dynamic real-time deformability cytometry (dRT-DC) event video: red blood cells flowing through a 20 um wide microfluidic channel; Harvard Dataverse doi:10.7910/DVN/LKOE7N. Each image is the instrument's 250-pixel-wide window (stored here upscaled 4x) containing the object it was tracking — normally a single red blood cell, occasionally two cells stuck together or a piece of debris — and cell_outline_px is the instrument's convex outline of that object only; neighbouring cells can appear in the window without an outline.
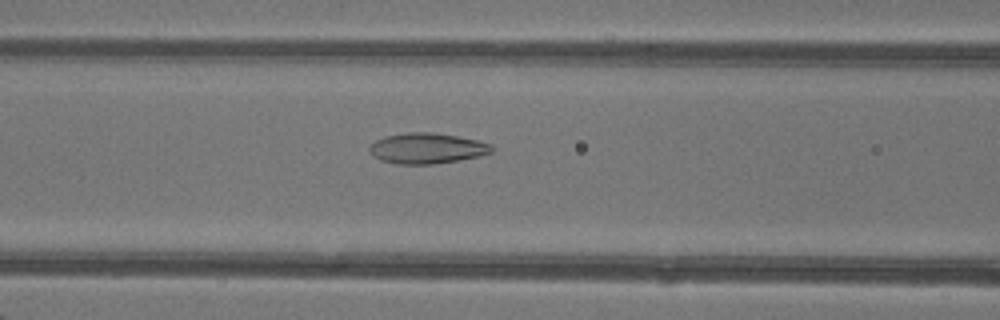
{"species": "common noctule bat (a hibernating species)", "species_latin": "Nyctalus noctula", "temperature_condition": "warm", "stored_images_in_passage": 48, "camera_frame_rate_fps": 3000, "um_per_image_px": 0.085, "animal": {"sex": "female"}, "frame": {"image": 1, "passage_image": 21, "time_ms": 6.667, "image_size_px": [1000, 320], "cell_outline_px": [[492, 152], [480, 156], [432, 164], [396, 164], [380, 160], [372, 156], [368, 148], [376, 140], [384, 136], [408, 132], [432, 132], [456, 136], [476, 140], [492, 144]], "centroid_in_image_um": [36.25, 12.6], "position_along_channel_um": 130.3, "area_um2": 21.73}}
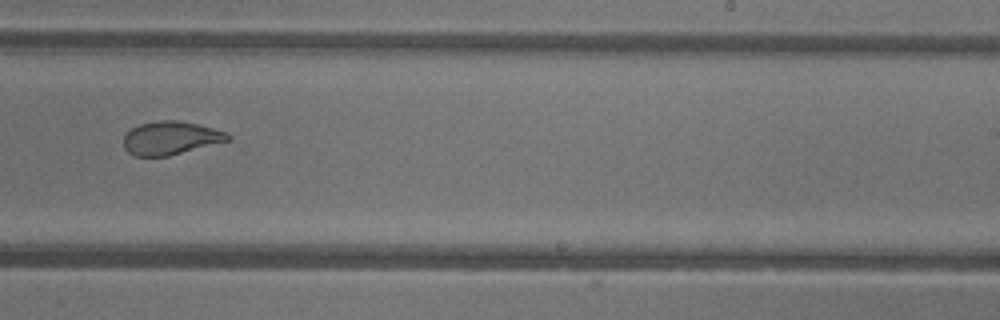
{"frame": {"image": 2, "passage_image": 31, "time_ms": 10.0, "image_size_px": [1000, 320], "cell_outline_px": [[232, 140], [168, 156], [136, 156], [128, 152], [124, 148], [124, 136], [132, 128], [140, 124], [160, 120], [180, 120], [212, 128], [224, 132], [232, 136]], "centroid_in_image_um": [14.52, 11.73], "position_along_channel_um": 274.5, "area_um2": 20.17}}
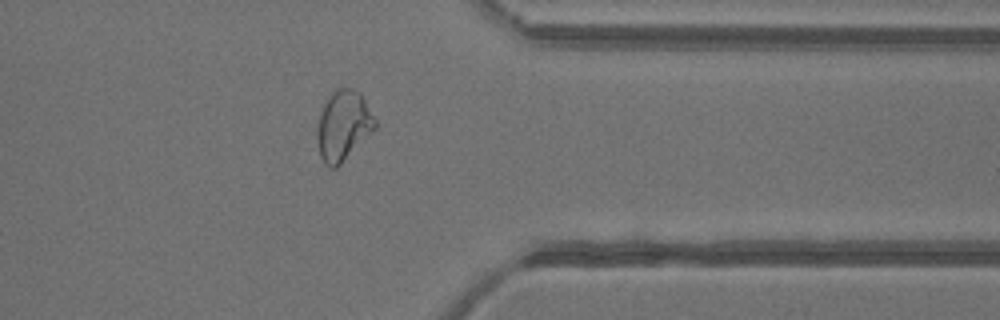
{"frame": {"image": 3, "passage_image": 39, "time_ms": 12.667, "image_size_px": [1000, 320], "cell_outline_px": [[376, 128], [336, 168], [328, 168], [324, 164], [320, 156], [316, 136], [316, 128], [320, 112], [324, 104], [332, 92], [336, 88], [352, 88], [360, 92], [376, 120]], "centroid_in_image_um": [29.15, 10.68], "position_along_channel_um": 382.2, "area_um2": 23.64}, "authors_computed_cell_mechanics": {"area_um2": 23.987, "velocity_mm_per_s": 4.3359, "shape_relaxation_time_tau1_ms": null, "shape_relaxation_time_tau2_ms": 1.0939, "deformation_change_tau1": null, "deformation_change_tau2": 0.0637}}